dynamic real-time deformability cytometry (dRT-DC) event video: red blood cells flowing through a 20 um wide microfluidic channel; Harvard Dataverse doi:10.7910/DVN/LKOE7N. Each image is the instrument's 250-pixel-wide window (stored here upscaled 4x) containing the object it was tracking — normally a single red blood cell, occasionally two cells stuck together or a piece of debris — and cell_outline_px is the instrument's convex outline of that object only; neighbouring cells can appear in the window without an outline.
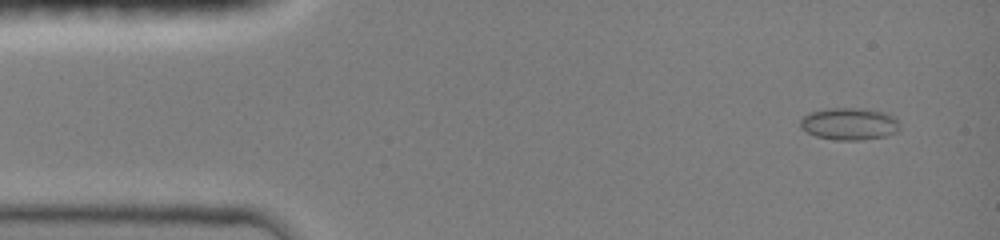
{"species": "common noctule bat (a hibernating species)", "species_latin": "Nyctalus noctula", "temperature_condition": "room temperature", "stored_images_in_passage": 45, "camera_frame_rate_fps": 3000, "um_per_image_px": 0.085, "animal": {"sex": "female", "body_mass_g": 19.0, "forearm_length_mm": 51.5}, "frame": {"image": 1, "passage_image": 4, "time_ms": 1.0, "image_size_px": [1000, 240], "cell_outline_px": [[900, 128], [896, 132], [884, 136], [864, 140], [836, 140], [816, 136], [800, 128], [800, 120], [808, 112], [828, 108], [864, 108], [884, 112], [896, 116]], "centroid_in_image_um": [72.2, 10.52], "position_along_channel_um": 12.8, "area_um2": 18.84}}
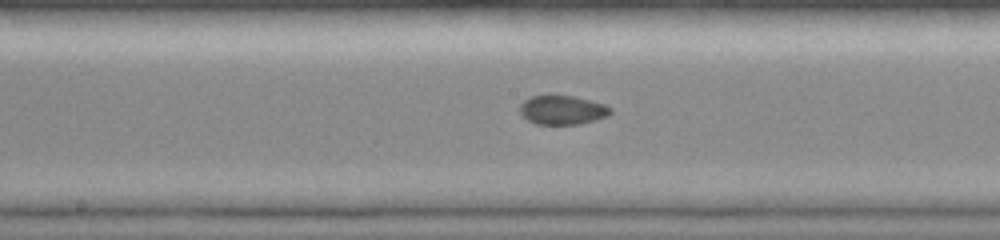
{"frame": {"image": 2, "passage_image": 25, "time_ms": 8.0, "image_size_px": [1000, 240], "cell_outline_px": [[612, 112], [608, 116], [580, 124], [536, 124], [528, 120], [520, 112], [520, 104], [524, 100], [532, 96], [572, 96], [604, 104], [612, 108]], "centroid_in_image_um": [47.81, 9.36], "position_along_channel_um": 200.4, "area_um2": 15.14}}
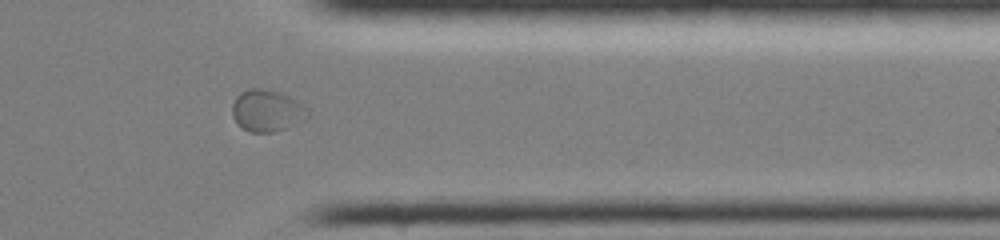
{"frame": {"image": 3, "passage_image": 39, "time_ms": 12.667, "image_size_px": [1000, 240], "cell_outline_px": [[308, 116], [304, 120], [288, 128], [272, 132], [248, 132], [232, 116], [232, 104], [236, 96], [240, 92], [248, 88], [260, 88], [276, 92], [288, 96], [300, 104]], "centroid_in_image_um": [22.63, 9.41], "position_along_channel_um": 388.8, "area_um2": 17.98}}